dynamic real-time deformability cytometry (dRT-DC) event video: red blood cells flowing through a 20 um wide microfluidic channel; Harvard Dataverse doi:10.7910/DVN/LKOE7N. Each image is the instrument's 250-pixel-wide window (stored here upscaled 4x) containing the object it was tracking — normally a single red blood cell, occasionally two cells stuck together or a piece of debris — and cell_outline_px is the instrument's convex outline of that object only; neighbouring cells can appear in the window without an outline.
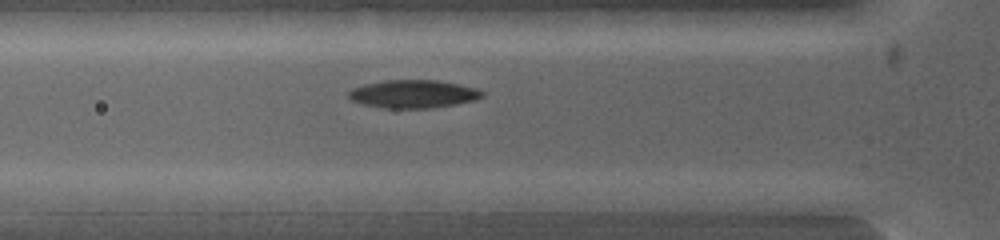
{"species": "common noctule bat (a hibernating species)", "species_latin": "Nyctalus noctula", "temperature_condition": "warm", "stored_images_in_passage": 7, "camera_frame_rate_fps": 5000, "um_per_image_px": 0.085, "animal": {"sex": "female", "body_mass_g": 19.0, "forearm_length_mm": 53.3}, "frame": {"image": 1, "passage_image": 4, "time_ms": 1.0, "image_size_px": [1000, 240], "cell_outline_px": [[484, 96], [476, 100], [456, 104], [428, 108], [384, 108], [364, 104], [352, 100], [348, 96], [348, 92], [352, 88], [368, 84], [388, 80], [436, 80], [476, 88], [484, 92]], "centroid_in_image_um": [35.16, 7.99], "position_along_channel_um": 90.6, "area_um2": 21.56}}
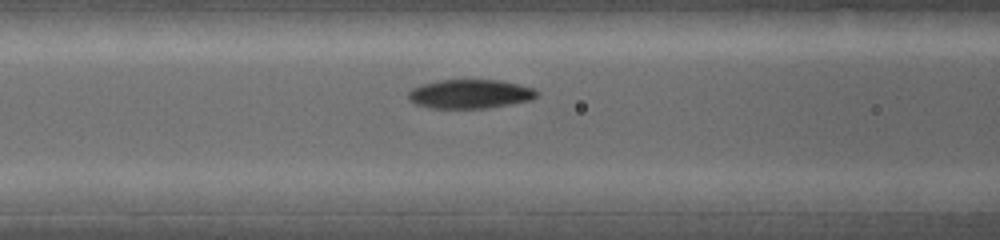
{"frame": {"image": 2, "passage_image": 6, "time_ms": 1.6, "image_size_px": [1000, 240], "cell_outline_px": [[296, 192], [292, 212], [204, 212], [156, 204], [148, 196], [156, 188], [284, 188]], "centroid_in_image_um": [19.25, 16.95], "position_along_channel_um": 147.4, "area_um2": 22.89}}